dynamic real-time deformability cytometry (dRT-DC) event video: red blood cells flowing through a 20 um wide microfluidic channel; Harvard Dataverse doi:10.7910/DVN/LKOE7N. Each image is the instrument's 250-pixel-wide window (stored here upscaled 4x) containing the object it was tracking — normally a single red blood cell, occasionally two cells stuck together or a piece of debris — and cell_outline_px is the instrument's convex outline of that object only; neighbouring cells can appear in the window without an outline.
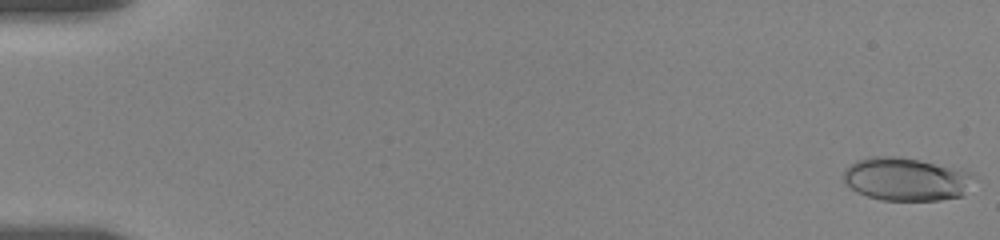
{"species": "human", "species_latin": "Homo sapiens", "temperature_condition": "room temperature", "stored_images_in_passage": 56, "camera_frame_rate_fps": 3000, "um_per_image_px": 0.085, "donor": {"sex": "female"}, "frame": {"image": 1, "passage_image": 1, "time_ms": 0.0, "image_size_px": [1000, 240], "cell_outline_px": [[972, 176], [964, 196], [940, 200], [880, 200], [856, 192], [844, 180], [844, 168], [856, 160], [868, 156], [900, 156], [960, 168], [972, 172]], "centroid_in_image_um": [77.0, 15.21], "position_along_channel_um": 8.0, "area_um2": 32.95}}
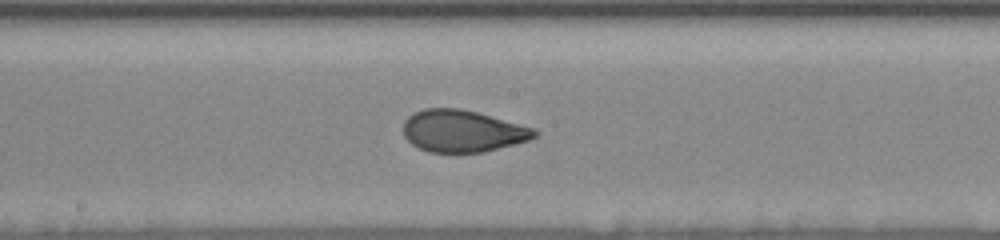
{"frame": {"image": 2, "passage_image": 31, "time_ms": 10.0, "image_size_px": [1000, 240], "cell_outline_px": [[540, 132], [536, 136], [528, 140], [484, 152], [428, 152], [412, 144], [404, 136], [404, 120], [408, 116], [424, 108], [460, 108], [476, 112], [536, 128]], "centroid_in_image_um": [39.33, 11.13], "position_along_channel_um": 208.9, "area_um2": 32.02}}
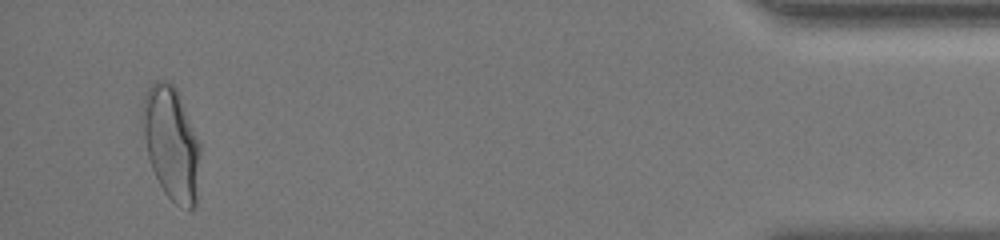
{"frame": {"image": 3, "passage_image": 54, "time_ms": 17.667, "image_size_px": [1000, 240], "cell_outline_px": [[200, 152], [196, 204], [192, 208], [188, 208], [176, 204], [164, 192], [152, 168], [148, 156], [144, 136], [144, 96], [148, 88], [156, 80], [168, 80], [176, 88], [200, 140]], "centroid_in_image_um": [14.6, 12.17], "position_along_channel_um": 420.6, "area_um2": 37.57}, "authors_computed_cell_mechanics": {"area_um2": 32.7437, "velocity_mm_per_s": 3.6289, "shape_relaxation_time_tau1_ms": 4.4796, "shape_relaxation_time_tau2_ms": 0.6839, "deformation_change_tau1": 0.1623, "deformation_change_tau2": 0.0531}}